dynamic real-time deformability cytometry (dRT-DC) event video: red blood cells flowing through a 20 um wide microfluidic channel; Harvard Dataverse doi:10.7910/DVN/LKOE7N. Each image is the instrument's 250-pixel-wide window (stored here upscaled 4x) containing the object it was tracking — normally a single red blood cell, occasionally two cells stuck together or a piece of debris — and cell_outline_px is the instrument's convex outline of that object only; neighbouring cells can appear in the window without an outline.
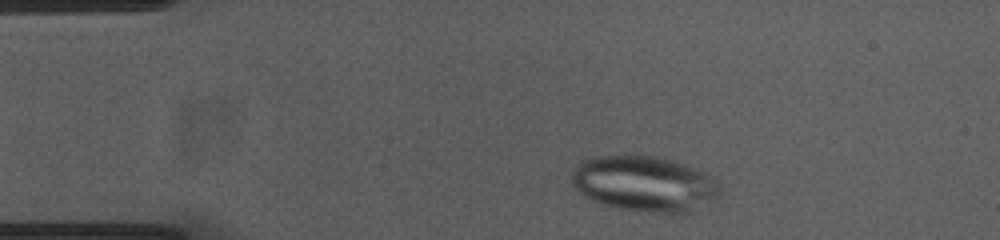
{"species": "common noctule bat (a hibernating species)", "species_latin": "Nyctalus noctula", "temperature_condition": "cold", "stored_images_in_passage": 48, "camera_frame_rate_fps": 3000, "um_per_image_px": 0.085, "animal": {"sex": "female", "body_mass_g": 23.0, "forearm_length_mm": 53.4}, "frame": {"image": 1, "passage_image": 3, "time_ms": 0.667, "image_size_px": [1000, 240], "cell_outline_px": [[720, 192], [716, 196], [688, 212], [652, 212], [620, 208], [600, 204], [588, 200], [572, 184], [572, 168], [588, 160], [604, 156], [652, 156], [684, 164], [708, 176], [720, 188]], "centroid_in_image_um": [54.68, 15.63], "position_along_channel_um": 30.3, "area_um2": 46.47}}
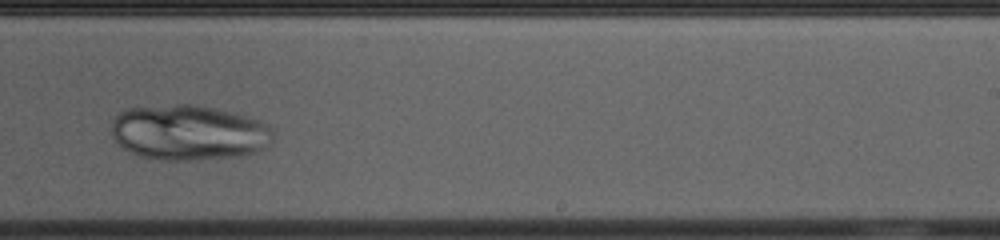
{"frame": {"image": 2, "passage_image": 27, "time_ms": 8.667, "image_size_px": [1000, 240], "cell_outline_px": [[272, 140], [268, 144], [256, 152], [240, 156], [188, 160], [160, 160], [140, 156], [124, 148], [112, 136], [112, 120], [124, 108], [176, 104], [196, 104], [216, 108], [248, 116], [268, 124], [272, 128]], "centroid_in_image_um": [16.04, 11.25], "position_along_channel_um": 273.0, "area_um2": 52.25}}
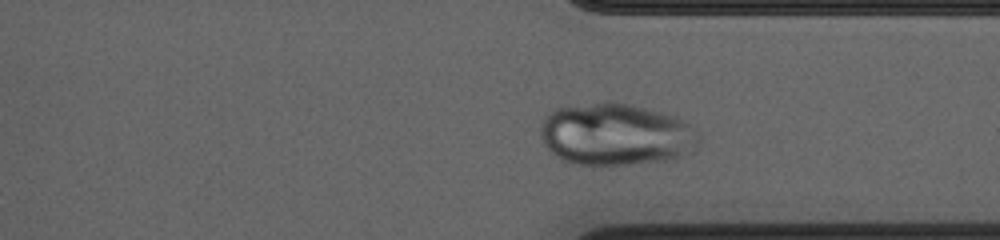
{"frame": {"image": 3, "passage_image": 34, "time_ms": 11.0, "image_size_px": [1000, 240], "cell_outline_px": [[700, 140], [696, 144], [676, 160], [628, 164], [572, 164], [564, 160], [552, 152], [544, 144], [540, 136], [540, 128], [544, 116], [556, 108], [608, 100], [628, 104], [676, 116], [688, 124], [700, 136]], "centroid_in_image_um": [52.31, 11.41], "position_along_channel_um": 359.1, "area_um2": 57.22}}